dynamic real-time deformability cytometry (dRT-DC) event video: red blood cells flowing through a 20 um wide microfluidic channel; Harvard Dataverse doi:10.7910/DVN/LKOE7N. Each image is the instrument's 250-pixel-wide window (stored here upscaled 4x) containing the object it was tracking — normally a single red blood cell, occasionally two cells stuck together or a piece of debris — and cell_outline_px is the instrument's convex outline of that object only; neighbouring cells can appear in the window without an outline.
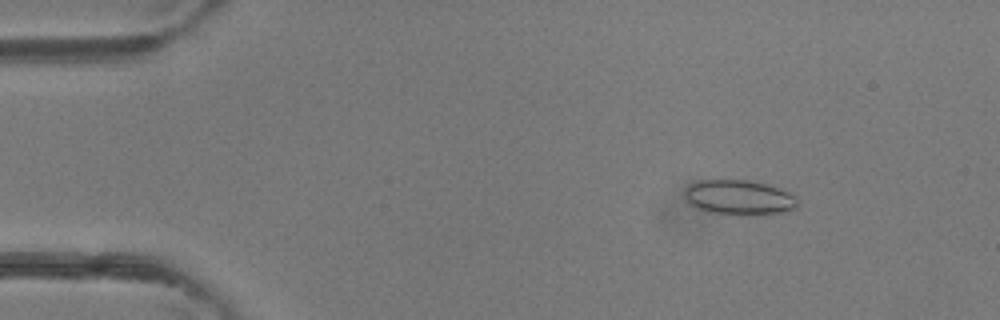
{"species": "common noctule bat (a hibernating species)", "species_latin": "Nyctalus noctula", "temperature_condition": "room temperature", "stored_images_in_passage": 47, "camera_frame_rate_fps": 3000, "um_per_image_px": 0.085, "animal": {"sex": "female"}, "frame": {"image": 1, "passage_image": 7, "time_ms": 2.0, "image_size_px": [1000, 320], "cell_outline_px": [[796, 208], [768, 216], [744, 216], [708, 212], [696, 208], [684, 196], [684, 192], [688, 184], [700, 180], [744, 180], [764, 184], [788, 192], [796, 196]], "centroid_in_image_um": [62.81, 16.82], "position_along_channel_um": 22.2, "area_um2": 23.18}}
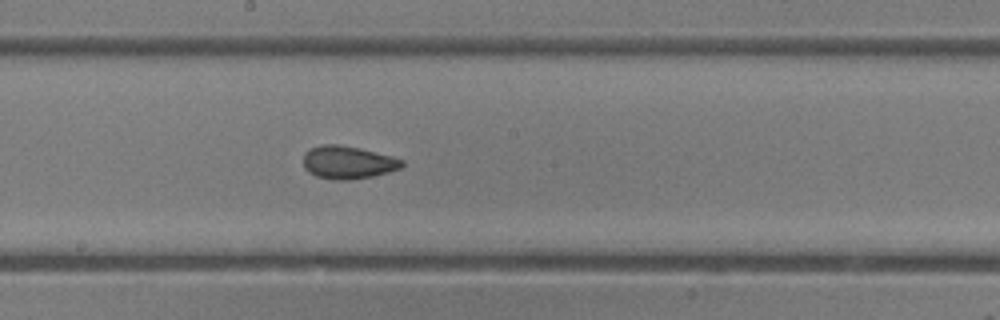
{"frame": {"image": 2, "passage_image": 26, "time_ms": 8.333, "image_size_px": [1000, 320], "cell_outline_px": [[404, 164], [400, 168], [388, 172], [372, 176], [348, 180], [336, 180], [316, 176], [308, 172], [304, 168], [304, 152], [308, 148], [320, 144], [340, 144], [360, 148], [392, 156], [404, 160]], "centroid_in_image_um": [29.54, 13.79], "position_along_channel_um": 218.7, "area_um2": 19.07}}
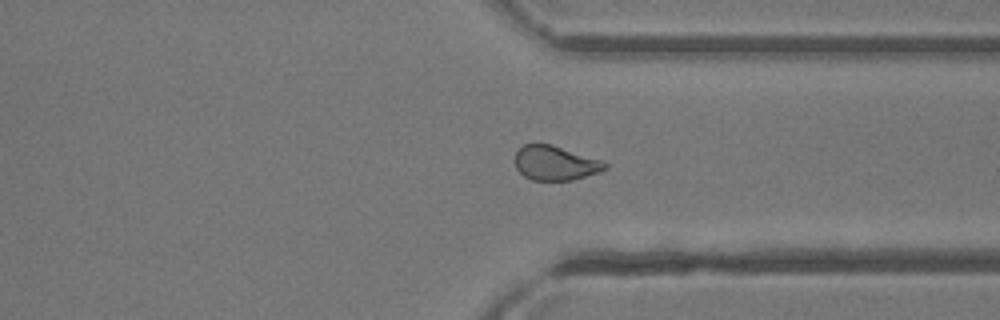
{"frame": {"image": 3, "passage_image": 36, "time_ms": 11.667, "image_size_px": [1000, 320], "cell_outline_px": [[608, 168], [600, 172], [572, 180], [532, 180], [524, 176], [516, 168], [516, 152], [524, 144], [552, 144], [604, 160], [608, 164]], "centroid_in_image_um": [47.25, 13.85], "position_along_channel_um": 364.1, "area_um2": 18.21}, "authors_computed_cell_mechanics": {"area_um2": 19.4208, "velocity_mm_per_s": 4.3818, "shape_relaxation_time_tau1_ms": null, "shape_relaxation_time_tau2_ms": 1.1772, "deformation_change_tau1": null, "deformation_change_tau2": 0.063}}